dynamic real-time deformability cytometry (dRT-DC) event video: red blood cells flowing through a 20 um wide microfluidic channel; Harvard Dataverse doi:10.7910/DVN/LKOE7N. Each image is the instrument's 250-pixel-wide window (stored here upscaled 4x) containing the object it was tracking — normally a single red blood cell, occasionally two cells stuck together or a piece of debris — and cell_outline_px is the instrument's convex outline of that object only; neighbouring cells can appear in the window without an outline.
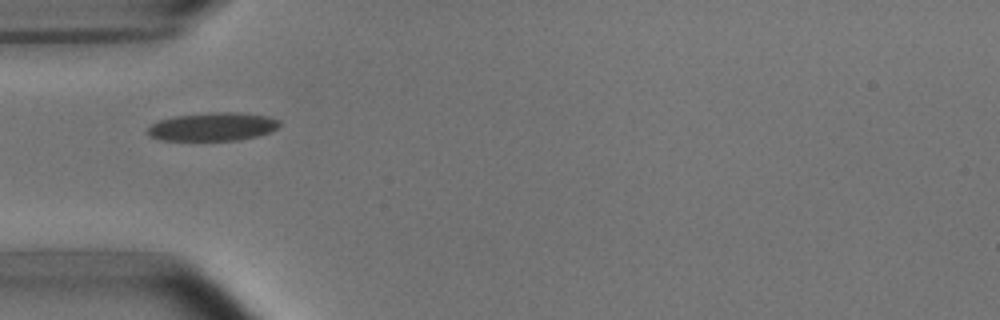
{"species": "common noctule bat (a hibernating species)", "species_latin": "Nyctalus noctula", "temperature_condition": "room temperature", "stored_images_in_passage": 7, "camera_frame_rate_fps": 3000, "um_per_image_px": 0.085, "animal": {"sex": "male", "body_mass_g": 15.6}, "frame": {"image": 1, "passage_image": 5, "time_ms": 4.667, "image_size_px": [1000, 320], "cell_outline_px": [[280, 124], [276, 128], [268, 132], [256, 136], [236, 140], [160, 140], [148, 136], [148, 128], [152, 124], [160, 120], [176, 116], [212, 112], [240, 112], [268, 116], [280, 120]], "centroid_in_image_um": [18.08, 10.76], "position_along_channel_um": 66.9, "area_um2": 21.62}}
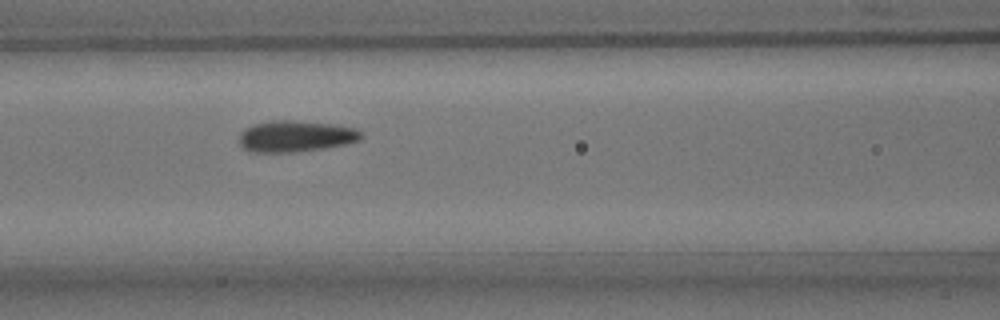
{"frame": {"image": 2, "passage_image": 7, "time_ms": 6.667, "image_size_px": [1000, 320], "cell_outline_px": [[364, 136], [360, 140], [348, 144], [324, 148], [296, 152], [248, 152], [240, 144], [240, 132], [244, 128], [252, 124], [272, 120], [292, 120], [336, 124], [356, 128]], "centroid_in_image_um": [25.14, 11.57], "position_along_channel_um": 141.5, "area_um2": 22.6}}